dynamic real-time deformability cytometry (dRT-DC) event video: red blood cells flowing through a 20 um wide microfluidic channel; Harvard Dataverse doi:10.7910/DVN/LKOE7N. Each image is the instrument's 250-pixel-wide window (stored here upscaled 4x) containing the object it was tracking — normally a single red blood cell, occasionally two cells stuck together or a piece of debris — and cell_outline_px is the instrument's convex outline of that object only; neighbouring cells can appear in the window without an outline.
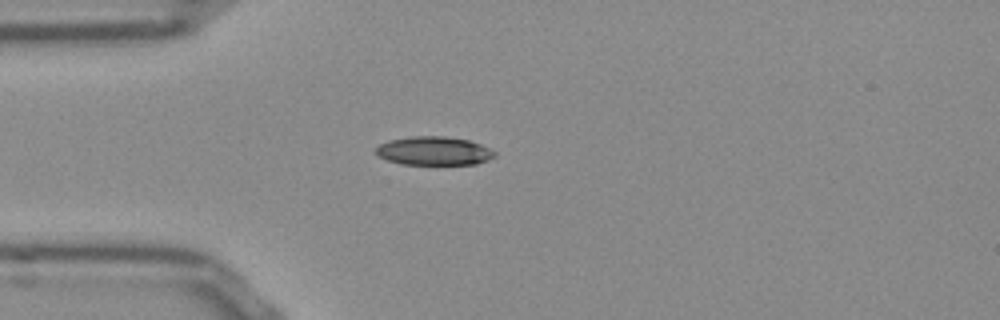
{"species": "Egyptian fruit bat (a non-hibernating species)", "species_latin": "Rousettus aegyptiacus", "temperature_condition": "room temperature", "stored_images_in_passage": 40, "camera_frame_rate_fps": 3000, "um_per_image_px": 0.085, "frame": {"image": 1, "passage_image": 1, "time_ms": 0.0, "image_size_px": [1000, 320], "cell_outline_px": [[496, 156], [488, 160], [476, 164], [400, 164], [388, 160], [380, 156], [376, 152], [376, 148], [380, 144], [388, 140], [412, 136], [444, 136], [468, 140], [480, 144], [496, 152]], "centroid_in_image_um": [36.9, 12.82], "position_along_channel_um": 48.1, "area_um2": 19.71}}
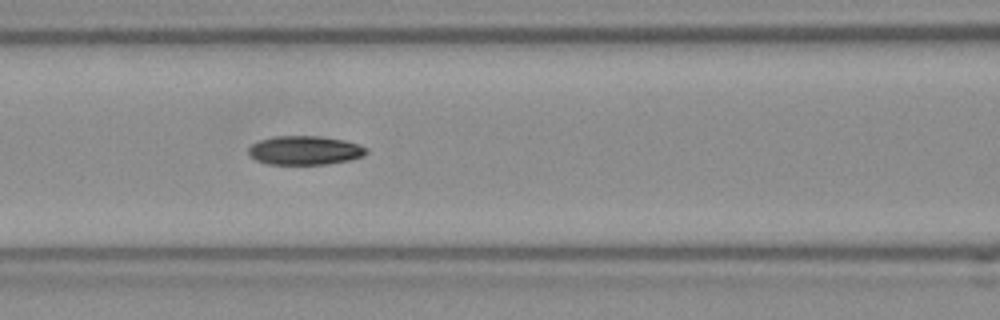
{"frame": {"image": 2, "passage_image": 9, "time_ms": 2.667, "image_size_px": [1000, 320], "cell_outline_px": [[368, 152], [364, 156], [348, 160], [328, 164], [268, 164], [256, 160], [248, 152], [248, 148], [252, 144], [260, 140], [272, 136], [320, 136], [344, 140], [360, 144], [368, 148]], "centroid_in_image_um": [25.94, 12.77], "position_along_channel_um": 140.7, "area_um2": 19.94}}
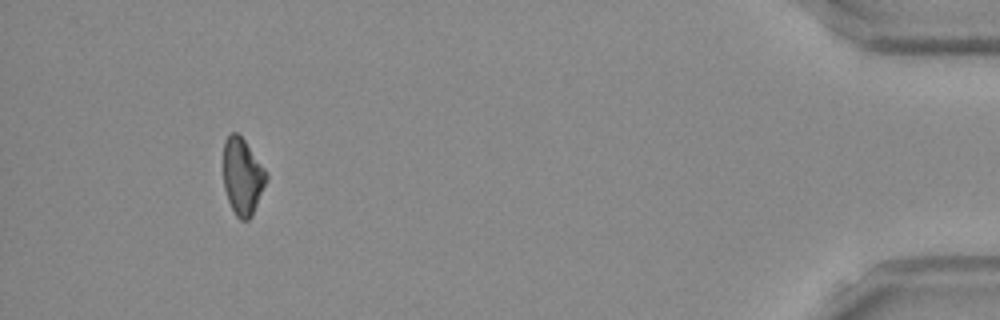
{"frame": {"image": 3, "passage_image": 36, "time_ms": 11.667, "image_size_px": [1000, 320], "cell_outline_px": [[268, 176], [252, 216], [248, 220], [240, 220], [236, 216], [228, 200], [224, 188], [224, 140], [232, 132], [236, 132], [244, 140], [264, 168]], "centroid_in_image_um": [20.6, 15.01], "position_along_channel_um": 414.6, "area_um2": 18.84}, "authors_computed_cell_mechanics": {"area_um2": 19.9699, "velocity_mm_per_s": 3.8399, "shape_relaxation_time_tau1_ms": 5.6899, "shape_relaxation_time_tau2_ms": null, "deformation_change_tau1": 0.138, "deformation_change_tau2": null}}